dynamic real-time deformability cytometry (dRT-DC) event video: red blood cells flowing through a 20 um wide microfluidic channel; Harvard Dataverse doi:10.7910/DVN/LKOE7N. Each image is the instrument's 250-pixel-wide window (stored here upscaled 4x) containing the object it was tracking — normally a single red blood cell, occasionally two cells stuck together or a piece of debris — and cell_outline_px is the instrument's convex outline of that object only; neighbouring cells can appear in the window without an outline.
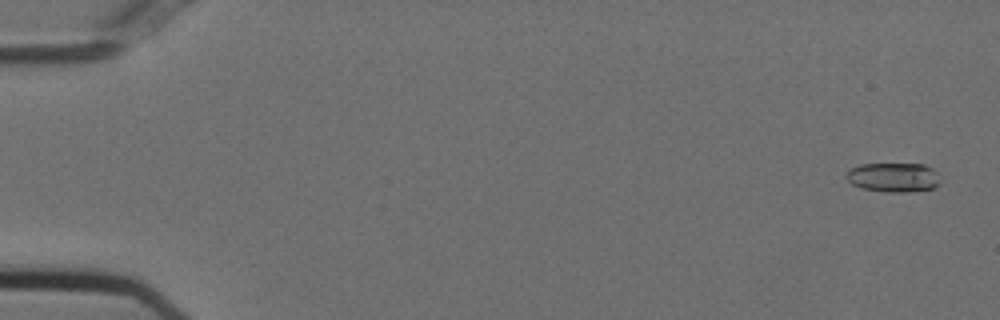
{"species": "Egyptian fruit bat (a non-hibernating species)", "species_latin": "Rousettus aegyptiacus", "temperature_condition": "cold", "stored_images_in_passage": 56, "camera_frame_rate_fps": 3000, "um_per_image_px": 0.085, "animal": {"sex": "female"}, "frame": {"image": 1, "passage_image": 3, "time_ms": 0.667, "image_size_px": [1000, 320], "cell_outline_px": [[940, 184], [932, 188], [904, 192], [888, 192], [860, 188], [852, 184], [844, 176], [852, 168], [860, 164], [924, 164], [932, 168], [936, 172], [940, 180]], "centroid_in_image_um": [75.94, 15.07], "position_along_channel_um": 9.1, "area_um2": 16.01}}
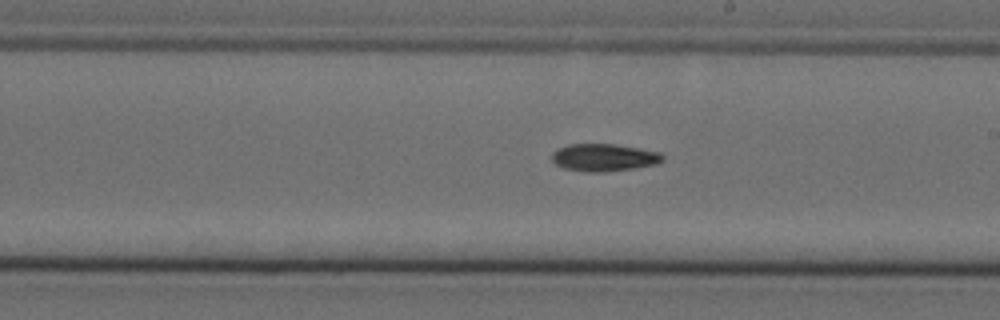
{"frame": {"image": 2, "passage_image": 33, "time_ms": 10.667, "image_size_px": [1000, 320], "cell_outline_px": [[664, 160], [656, 164], [636, 168], [604, 172], [588, 172], [564, 168], [556, 164], [552, 160], [552, 152], [556, 148], [568, 144], [612, 144], [660, 152], [664, 156]], "centroid_in_image_um": [51.32, 13.39], "position_along_channel_um": 237.7, "area_um2": 17.74}}
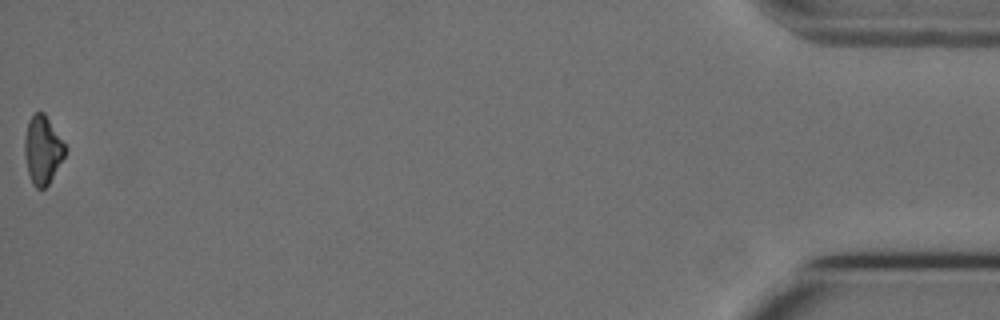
{"frame": {"image": 3, "passage_image": 56, "time_ms": 18.333, "image_size_px": [1000, 320], "cell_outline_px": [[64, 156], [48, 184], [44, 188], [36, 188], [32, 184], [28, 172], [24, 152], [24, 140], [28, 120], [36, 112], [44, 112], [64, 144]], "centroid_in_image_um": [3.58, 12.74], "position_along_channel_um": 431.6, "area_um2": 15.66}, "authors_computed_cell_mechanics": {"area_um2": 16.7909, "velocity_mm_per_s": 3.7399, "shape_relaxation_time_tau1_ms": 7.0347, "shape_relaxation_time_tau2_ms": null, "deformation_change_tau1": 0.1482, "deformation_change_tau2": null}}